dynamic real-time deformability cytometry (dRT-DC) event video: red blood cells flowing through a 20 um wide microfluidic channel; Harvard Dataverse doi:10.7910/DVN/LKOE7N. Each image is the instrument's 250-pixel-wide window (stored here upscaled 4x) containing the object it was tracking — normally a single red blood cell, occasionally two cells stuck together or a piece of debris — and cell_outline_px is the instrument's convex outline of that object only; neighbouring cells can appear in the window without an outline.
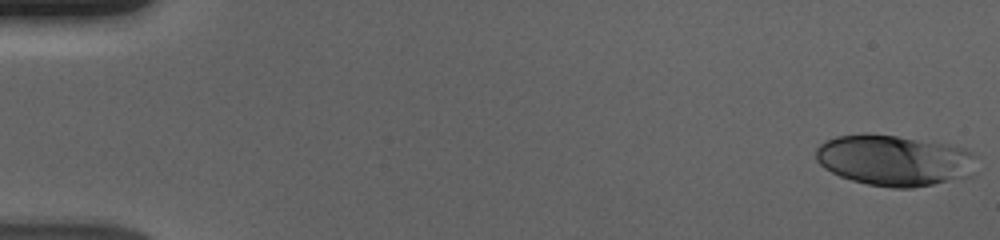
{"species": "human", "species_latin": "Homo sapiens", "temperature_condition": "cold", "stored_images_in_passage": 56, "camera_frame_rate_fps": 3000, "um_per_image_px": 0.085, "donor": {"sex": "male"}, "frame": {"image": 1, "passage_image": 1, "time_ms": 0.0, "image_size_px": [1000, 240], "cell_outline_px": [[972, 176], [912, 188], [892, 188], [868, 184], [852, 180], [840, 176], [824, 168], [816, 160], [816, 148], [824, 140], [836, 136], [864, 132], [896, 136], [964, 148], [972, 156]], "centroid_in_image_um": [75.91, 13.63], "position_along_channel_um": 9.1, "area_um2": 47.22}}
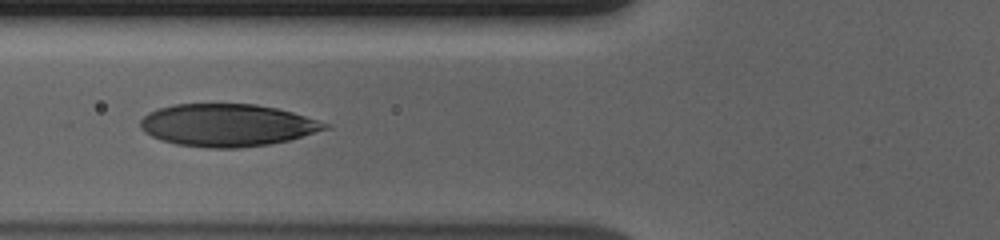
{"frame": {"image": 2, "passage_image": 22, "time_ms": 7.0, "image_size_px": [1000, 240], "cell_outline_px": [[332, 128], [288, 140], [268, 144], [240, 148], [208, 148], [176, 144], [160, 140], [144, 132], [140, 128], [140, 120], [148, 112], [172, 104], [256, 104], [276, 108], [292, 112], [332, 124]], "centroid_in_image_um": [19.33, 10.64], "position_along_channel_um": 106.5, "area_um2": 45.84}}
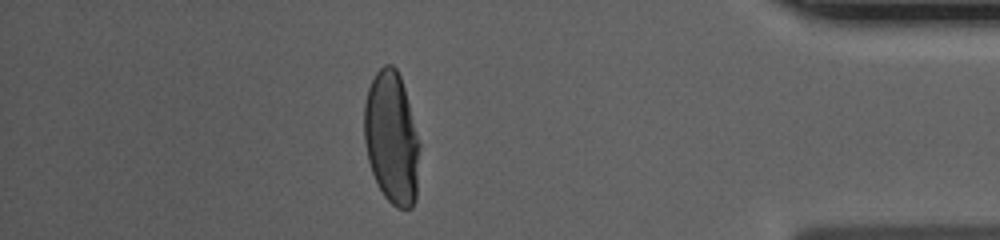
{"frame": {"image": 3, "passage_image": 49, "time_ms": 16.0, "image_size_px": [1000, 240], "cell_outline_px": [[420, 144], [416, 200], [412, 208], [396, 208], [384, 196], [372, 172], [368, 160], [364, 140], [364, 104], [368, 88], [376, 72], [384, 64], [392, 64], [396, 68], [400, 76], [404, 88]], "centroid_in_image_um": [33.29, 11.73], "position_along_channel_um": 401.9, "area_um2": 42.71}, "authors_computed_cell_mechanics": {"area_um2": 45.9221, "velocity_mm_per_s": 3.6799, "shape_relaxation_time_tau1_ms": 5.2148, "shape_relaxation_time_tau2_ms": null, "deformation_change_tau1": 0.2091, "deformation_change_tau2": null}}